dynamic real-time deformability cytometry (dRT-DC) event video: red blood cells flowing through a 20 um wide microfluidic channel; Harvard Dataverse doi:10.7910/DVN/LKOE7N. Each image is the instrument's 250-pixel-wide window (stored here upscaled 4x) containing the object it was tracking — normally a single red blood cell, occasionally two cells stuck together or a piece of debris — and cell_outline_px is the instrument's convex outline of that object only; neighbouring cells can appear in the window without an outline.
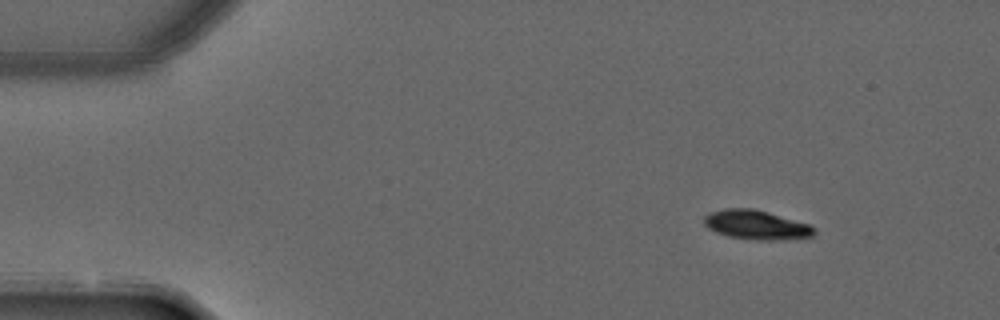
{"species": "common noctule bat (a hibernating species)", "species_latin": "Nyctalus noctula", "temperature_condition": "warm", "stored_images_in_passage": 4, "camera_frame_rate_fps": 3000, "um_per_image_px": 0.085, "animal": {"sex": "male", "forearm_length_mm": 52.5}, "frame": {"image": 1, "passage_image": 1, "time_ms": 0.0, "image_size_px": [1000, 320], "cell_outline_px": [[816, 232], [812, 236], [776, 240], [760, 240], [728, 236], [716, 232], [708, 228], [704, 224], [704, 216], [708, 212], [724, 208], [752, 208], [768, 212], [812, 224], [816, 228]], "centroid_in_image_um": [64.29, 19.1], "position_along_channel_um": 20.7, "area_um2": 18.9}}